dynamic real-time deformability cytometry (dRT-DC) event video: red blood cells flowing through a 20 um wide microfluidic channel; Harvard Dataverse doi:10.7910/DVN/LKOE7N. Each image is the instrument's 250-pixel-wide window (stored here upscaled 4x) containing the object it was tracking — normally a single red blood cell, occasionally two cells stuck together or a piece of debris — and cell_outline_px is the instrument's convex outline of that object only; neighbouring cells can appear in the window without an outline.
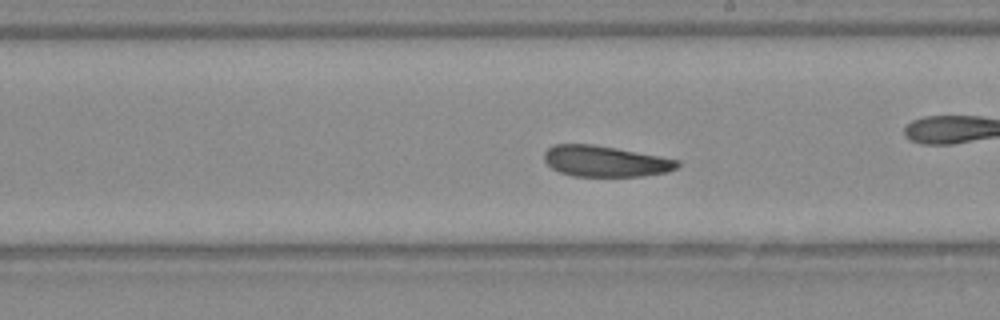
{"species": "Egyptian fruit bat (a non-hibernating species)", "species_latin": "Rousettus aegyptiacus", "temperature_condition": "warm", "stored_images_in_passage": 49, "camera_frame_rate_fps": 3000, "um_per_image_px": 0.085, "animal": {"sex": "female"}, "frame": {"image": 1, "passage_image": 28, "time_ms": 9.0, "image_size_px": [1000, 320], "cell_outline_px": [[680, 164], [676, 168], [668, 172], [644, 176], [572, 176], [560, 172], [552, 168], [544, 160], [544, 152], [548, 148], [556, 144], [592, 144], [616, 148], [660, 156], [680, 160]], "centroid_in_image_um": [51.46, 13.71], "position_along_channel_um": 237.5, "area_um2": 24.04}}